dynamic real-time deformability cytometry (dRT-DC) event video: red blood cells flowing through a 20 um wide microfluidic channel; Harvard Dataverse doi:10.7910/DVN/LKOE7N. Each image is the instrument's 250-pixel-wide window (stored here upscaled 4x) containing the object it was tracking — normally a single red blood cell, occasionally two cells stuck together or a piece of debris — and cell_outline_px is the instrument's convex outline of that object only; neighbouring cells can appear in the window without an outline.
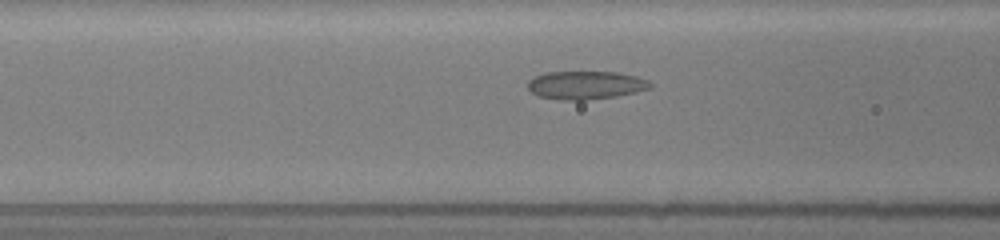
{"species": "common noctule bat (a hibernating species)", "species_latin": "Nyctalus noctula", "temperature_condition": "room temperature", "stored_images_in_passage": 44, "camera_frame_rate_fps": 3000, "um_per_image_px": 0.085, "animal": {"sex": "female", "body_mass_g": 19.5, "forearm_length_mm": 54.1}, "frame": {"image": 1, "passage_image": 6, "time_ms": 1.0, "image_size_px": [1000, 240], "cell_outline_px": [[652, 84], [648, 88], [616, 96], [584, 100], [560, 100], [540, 96], [532, 92], [528, 88], [528, 80], [536, 76], [548, 72], [616, 72], [636, 76], [648, 80]], "centroid_in_image_um": [49.75, 7.23], "position_along_channel_um": 116.8, "area_um2": 19.83}}
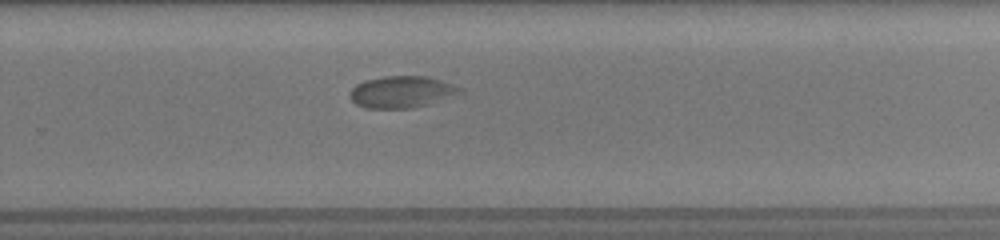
{"frame": {"image": 2, "passage_image": 32, "time_ms": 5.667, "image_size_px": [1000, 240], "cell_outline_px": [[464, 92], [428, 104], [412, 108], [364, 108], [356, 104], [348, 96], [352, 88], [356, 84], [364, 80], [384, 76], [428, 76], [452, 84], [460, 88]], "centroid_in_image_um": [34.1, 7.81], "position_along_channel_um": 295.7, "area_um2": 20.35}}
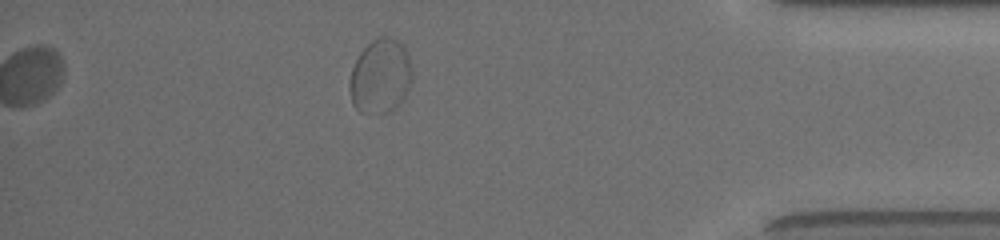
{"frame": {"image": 3, "passage_image": 44, "time_ms": 9.333, "image_size_px": [1000, 240], "cell_outline_px": [[412, 80], [400, 104], [396, 108], [384, 112], [360, 112], [352, 104], [348, 84], [352, 68], [360, 52], [372, 40], [380, 36], [388, 36], [396, 40], [408, 52], [412, 72]], "centroid_in_image_um": [32.32, 6.47], "position_along_channel_um": 402.9, "area_um2": 27.05}}